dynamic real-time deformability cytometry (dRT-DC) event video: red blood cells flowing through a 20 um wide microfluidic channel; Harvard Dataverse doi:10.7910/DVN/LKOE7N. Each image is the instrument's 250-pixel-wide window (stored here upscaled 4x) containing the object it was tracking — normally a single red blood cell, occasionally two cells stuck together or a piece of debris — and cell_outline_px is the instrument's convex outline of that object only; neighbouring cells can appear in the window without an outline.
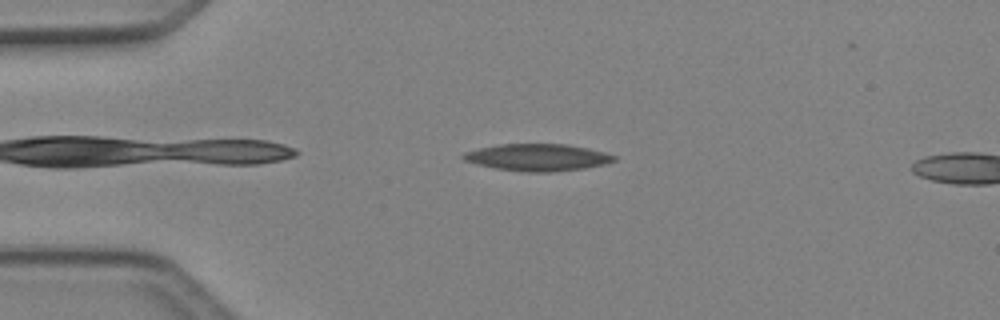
{"species": "Egyptian fruit bat (a non-hibernating species)", "species_latin": "Rousettus aegyptiacus", "temperature_condition": "cold", "stored_images_in_passage": 7, "camera_frame_rate_fps": 3000, "um_per_image_px": 0.085, "animal": {"sex": "female"}, "frame": {"image": 1, "passage_image": 4, "time_ms": 1.0, "image_size_px": [1000, 320], "cell_outline_px": [[616, 160], [604, 164], [584, 168], [556, 172], [524, 172], [496, 168], [476, 164], [464, 160], [460, 156], [464, 152], [480, 148], [500, 144], [568, 144], [588, 148], [604, 152], [616, 156]], "centroid_in_image_um": [45.69, 13.38], "position_along_channel_um": 39.3, "area_um2": 23.76}}